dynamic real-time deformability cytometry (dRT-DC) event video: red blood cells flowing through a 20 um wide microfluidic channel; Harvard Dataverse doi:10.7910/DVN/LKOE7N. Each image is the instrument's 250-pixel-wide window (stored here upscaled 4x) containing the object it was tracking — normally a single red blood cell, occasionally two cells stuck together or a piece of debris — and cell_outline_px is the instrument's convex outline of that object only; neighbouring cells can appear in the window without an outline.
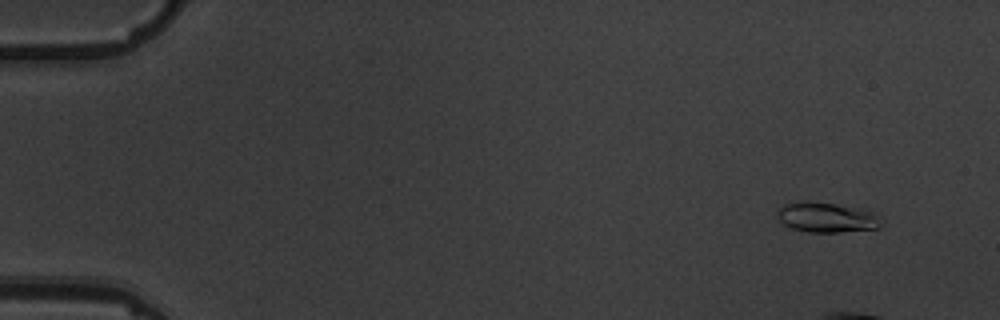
{"species": "common noctule bat (a hibernating species)", "species_latin": "Nyctalus noctula", "temperature_condition": "warm", "stored_images_in_passage": 4, "camera_frame_rate_fps": 3000, "um_per_image_px": 0.085, "animal": {"sex": "male", "body_mass_g": 19.5, "forearm_length_mm": 54.6}, "frame": {"image": 1, "passage_image": 2, "time_ms": 1.0, "image_size_px": [1000, 320], "cell_outline_px": [[880, 228], [840, 232], [808, 232], [792, 228], [784, 224], [776, 216], [776, 212], [784, 204], [804, 200], [836, 204], [864, 208], [872, 212], [876, 216], [880, 224]], "centroid_in_image_um": [70.23, 18.46], "position_along_channel_um": 14.8, "area_um2": 18.21}}